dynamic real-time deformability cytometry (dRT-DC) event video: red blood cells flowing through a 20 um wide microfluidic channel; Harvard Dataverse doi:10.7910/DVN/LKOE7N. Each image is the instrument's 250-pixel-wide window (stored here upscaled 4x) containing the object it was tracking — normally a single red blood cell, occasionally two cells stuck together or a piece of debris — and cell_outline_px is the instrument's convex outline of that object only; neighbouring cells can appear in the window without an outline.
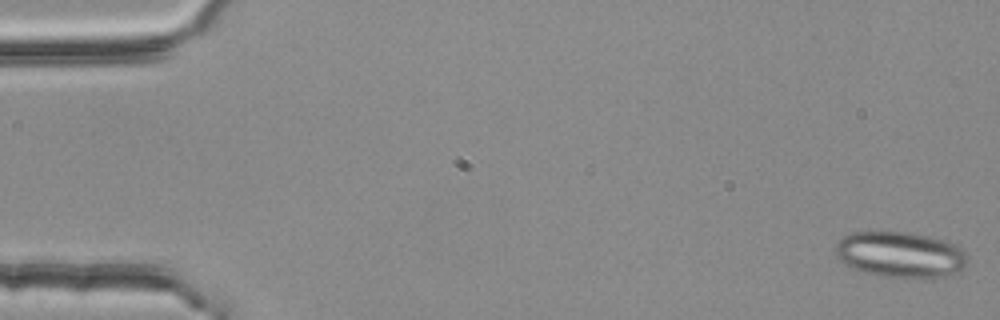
{"species": "common noctule bat (a hibernating species)", "species_latin": "Nyctalus noctula", "temperature_condition": "room temperature", "stored_images_in_passage": 3, "camera_frame_rate_fps": 3000, "um_per_image_px": 0.085, "animal": {"sex": "female", "body_mass_g": 25.1}, "frame": {"image": 1, "passage_image": 1, "time_ms": 0.0, "image_size_px": [1000, 320], "cell_outline_px": [[968, 260], [964, 268], [944, 276], [932, 280], [904, 280], [880, 276], [864, 272], [844, 264], [836, 256], [836, 244], [844, 236], [852, 232], [876, 228], [912, 232], [944, 240], [960, 248], [968, 256]], "centroid_in_image_um": [76.51, 21.64], "position_along_channel_um": 8.5, "area_um2": 36.88}}